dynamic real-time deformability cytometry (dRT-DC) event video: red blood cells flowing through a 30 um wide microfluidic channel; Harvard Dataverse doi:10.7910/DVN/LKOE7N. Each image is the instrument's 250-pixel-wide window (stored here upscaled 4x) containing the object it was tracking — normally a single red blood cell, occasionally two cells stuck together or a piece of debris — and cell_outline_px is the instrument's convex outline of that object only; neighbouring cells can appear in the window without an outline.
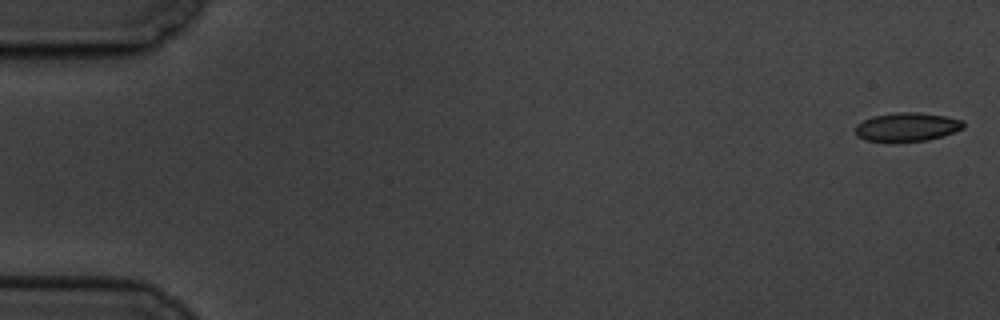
{"species": "common noctule bat (a hibernating species)", "species_latin": "Nyctalus noctula", "temperature_condition": "cold", "stored_images_in_passage": 5, "camera_frame_rate_fps": 3000, "um_per_image_px": 0.085, "animal": {"sex": "male", "body_mass_g": 19.5, "forearm_length_mm": 54.6}, "frame": {"image": 1, "passage_image": 1, "time_ms": 0.0, "image_size_px": [1000, 320], "cell_outline_px": [[964, 128], [944, 136], [928, 140], [864, 140], [856, 136], [856, 124], [872, 116], [896, 112], [916, 112], [944, 116], [964, 120]], "centroid_in_image_um": [77.12, 10.77], "position_along_channel_um": 7.9, "area_um2": 17.8}}
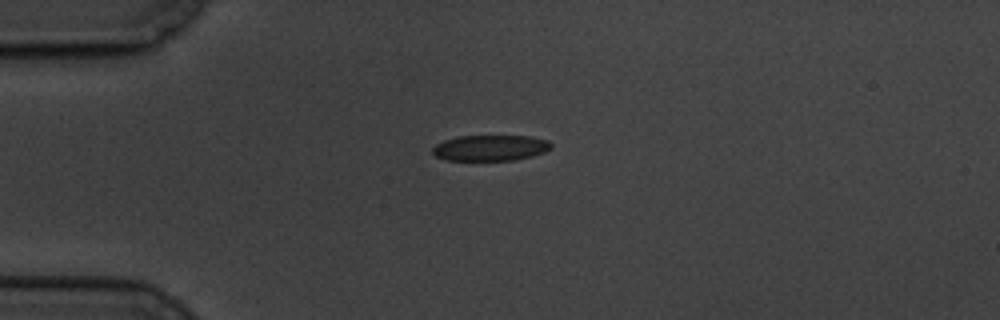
{"frame": {"image": 2, "passage_image": 5, "time_ms": 4.667, "image_size_px": [1000, 320], "cell_outline_px": [[552, 148], [544, 152], [532, 156], [512, 160], [444, 160], [436, 156], [432, 152], [432, 148], [436, 144], [444, 140], [456, 136], [532, 136], [548, 140], [552, 144]], "centroid_in_image_um": [41.68, 12.56], "position_along_channel_um": 43.3, "area_um2": 17.92}}